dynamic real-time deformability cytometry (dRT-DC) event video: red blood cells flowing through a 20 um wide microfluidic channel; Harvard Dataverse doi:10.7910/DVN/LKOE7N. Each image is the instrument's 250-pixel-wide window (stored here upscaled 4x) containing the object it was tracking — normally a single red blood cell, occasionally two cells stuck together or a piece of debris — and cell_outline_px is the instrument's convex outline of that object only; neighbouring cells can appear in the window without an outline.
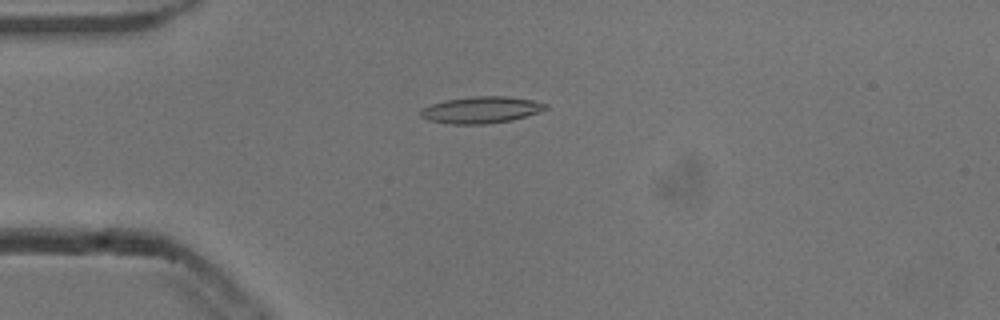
{"species": "common noctule bat (a hibernating species)", "species_latin": "Nyctalus noctula", "temperature_condition": "cold", "stored_images_in_passage": 53, "camera_frame_rate_fps": 3000, "um_per_image_px": 0.085, "animal": {"sex": "male", "body_mass_g": 13.3}, "frame": {"image": 1, "passage_image": 13, "time_ms": 4.0, "image_size_px": [1000, 320], "cell_outline_px": [[548, 108], [512, 120], [484, 124], [452, 124], [428, 120], [420, 116], [420, 108], [432, 104], [448, 100], [472, 96], [508, 96], [532, 100], [548, 104]], "centroid_in_image_um": [40.87, 9.33], "position_along_channel_um": 44.1, "area_um2": 19.25}}
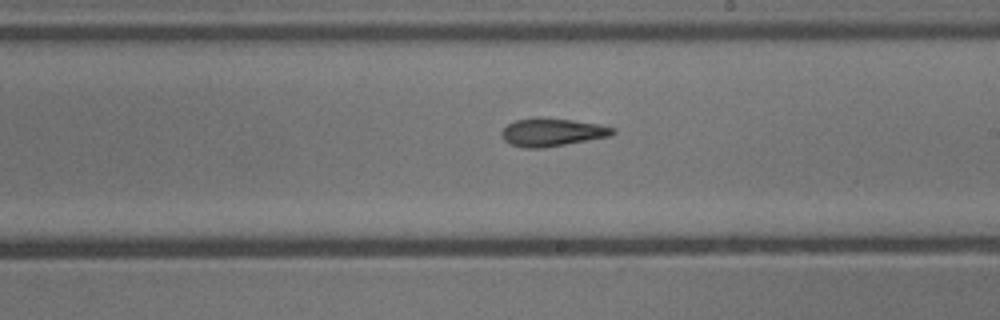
{"frame": {"image": 2, "passage_image": 30, "time_ms": 9.667, "image_size_px": [1000, 320], "cell_outline_px": [[616, 132], [608, 136], [588, 140], [544, 148], [524, 148], [512, 144], [504, 140], [500, 136], [500, 132], [508, 124], [516, 120], [572, 120], [600, 124], [616, 128]], "centroid_in_image_um": [46.95, 11.28], "position_along_channel_um": 242.1, "area_um2": 17.46}}
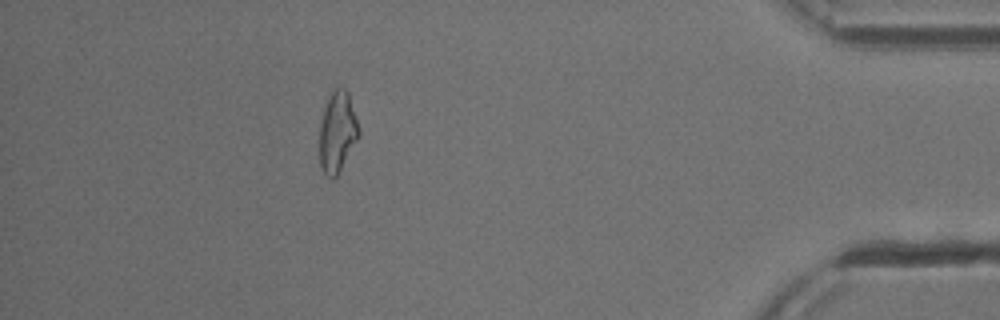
{"frame": {"image": 3, "passage_image": 47, "time_ms": 15.333, "image_size_px": [1000, 320], "cell_outline_px": [[360, 136], [336, 176], [332, 180], [324, 172], [320, 164], [320, 124], [324, 100], [340, 84], [348, 92], [360, 132]], "centroid_in_image_um": [28.66, 11.16], "position_along_channel_um": 406.5, "area_um2": 18.55}, "authors_computed_cell_mechanics": {"area_um2": 18.3226, "velocity_mm_per_s": 3.8449, "shape_relaxation_time_tau1_ms": 8.1621, "shape_relaxation_time_tau2_ms": 6.7621, "deformation_change_tau1": 0.2297, "deformation_change_tau2": 0.1783}}